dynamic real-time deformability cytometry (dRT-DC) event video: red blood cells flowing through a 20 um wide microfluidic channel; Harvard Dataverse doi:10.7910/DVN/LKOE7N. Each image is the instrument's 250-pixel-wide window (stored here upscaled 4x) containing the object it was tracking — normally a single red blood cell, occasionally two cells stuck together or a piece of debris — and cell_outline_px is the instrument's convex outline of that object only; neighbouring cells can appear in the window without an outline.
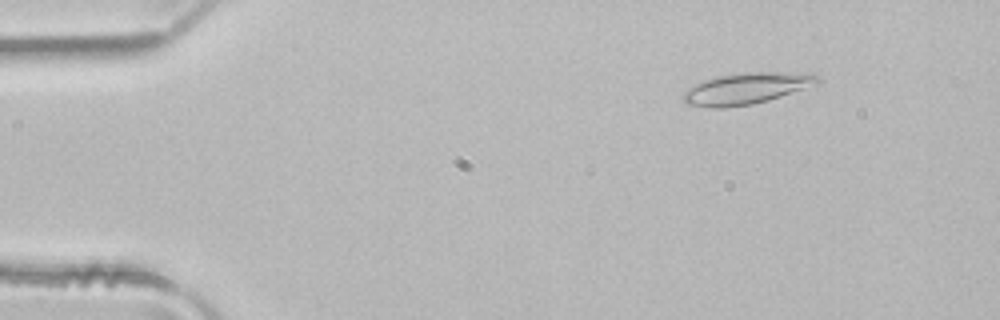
{"species": "common noctule bat (a hibernating species)", "species_latin": "Nyctalus noctula", "temperature_condition": "room temperature", "stored_images_in_passage": 3, "camera_frame_rate_fps": 3000, "um_per_image_px": 0.085, "animal": {"sex": "male", "body_mass_g": 21.5, "forearm_length_mm": 52.0}, "frame": {"image": 1, "passage_image": 2, "time_ms": 0.333, "image_size_px": [1000, 320], "cell_outline_px": [[820, 80], [816, 84], [768, 100], [752, 104], [724, 108], [708, 108], [684, 104], [684, 92], [688, 88], [704, 80], [720, 76], [744, 72], [808, 72], [816, 76]], "centroid_in_image_um": [63.42, 7.52], "position_along_channel_um": 21.6, "area_um2": 24.39}}